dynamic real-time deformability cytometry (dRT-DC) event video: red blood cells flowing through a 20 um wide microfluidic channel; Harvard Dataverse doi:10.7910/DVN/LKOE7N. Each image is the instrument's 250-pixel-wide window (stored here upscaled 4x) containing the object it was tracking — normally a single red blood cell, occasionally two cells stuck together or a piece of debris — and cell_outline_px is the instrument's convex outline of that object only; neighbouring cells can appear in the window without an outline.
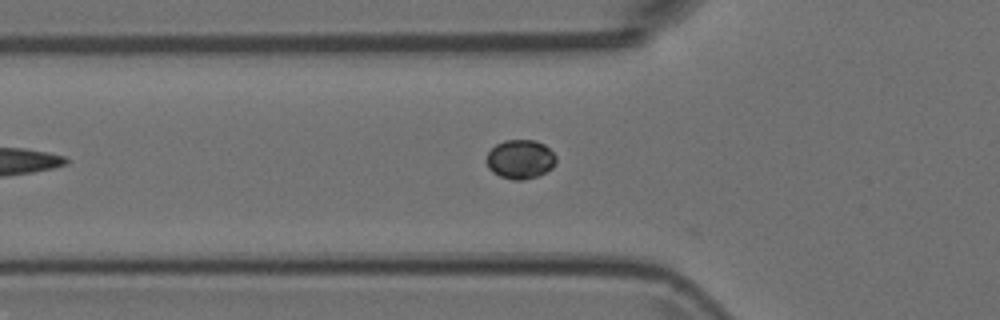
{"species": "Egyptian fruit bat (a non-hibernating species)", "species_latin": "Rousettus aegyptiacus", "temperature_condition": "room temperature", "stored_images_in_passage": 7, "camera_frame_rate_fps": 3000, "um_per_image_px": 0.085, "animal": {"sex": "female"}, "frame": {"image": 1, "passage_image": 5, "time_ms": 1.333, "image_size_px": [1000, 320], "cell_outline_px": [[556, 164], [552, 168], [536, 176], [524, 180], [512, 180], [500, 176], [492, 172], [488, 168], [488, 152], [496, 144], [504, 140], [536, 140], [544, 144], [556, 156]], "centroid_in_image_um": [44.23, 13.53], "position_along_channel_um": 81.6, "area_um2": 15.78}}
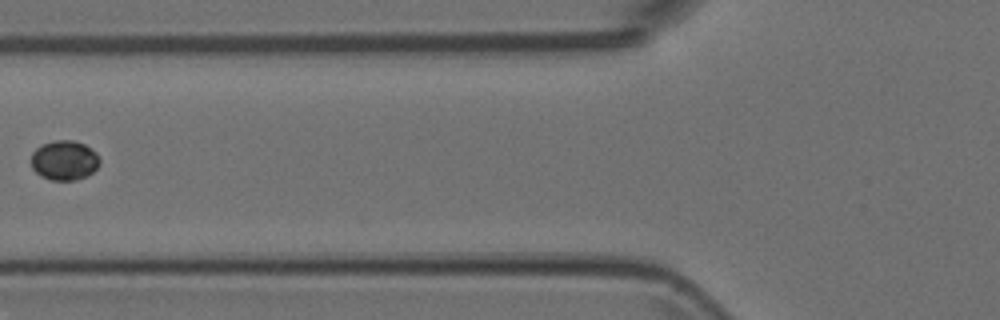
{"frame": {"image": 2, "passage_image": 6, "time_ms": 1.667, "image_size_px": [1000, 320], "cell_outline_px": [[100, 164], [88, 176], [76, 180], [52, 180], [40, 176], [32, 168], [32, 152], [40, 144], [56, 140], [72, 140], [84, 144], [96, 152], [100, 160]], "centroid_in_image_um": [5.47, 13.63], "position_along_channel_um": 120.3, "area_um2": 15.95}}
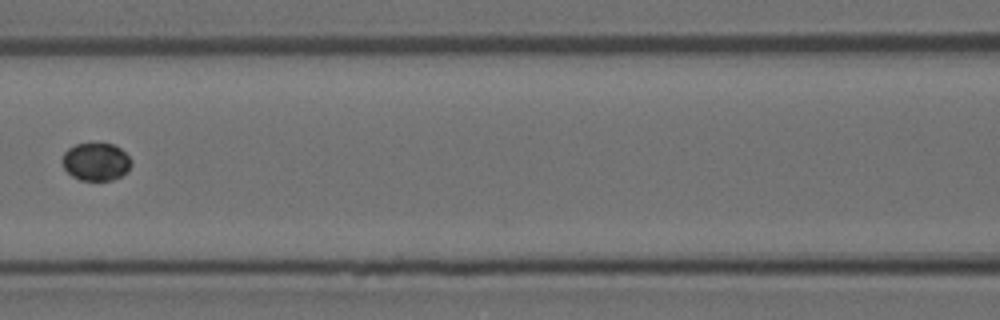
{"frame": {"image": 3, "passage_image": 7, "time_ms": 2.0, "image_size_px": [1000, 320], "cell_outline_px": [[132, 164], [120, 176], [112, 180], [80, 180], [72, 176], [64, 168], [60, 160], [64, 152], [68, 148], [76, 144], [112, 144], [120, 148], [132, 160]], "centroid_in_image_um": [8.12, 13.75], "position_along_channel_um": 158.5, "area_um2": 15.09}}